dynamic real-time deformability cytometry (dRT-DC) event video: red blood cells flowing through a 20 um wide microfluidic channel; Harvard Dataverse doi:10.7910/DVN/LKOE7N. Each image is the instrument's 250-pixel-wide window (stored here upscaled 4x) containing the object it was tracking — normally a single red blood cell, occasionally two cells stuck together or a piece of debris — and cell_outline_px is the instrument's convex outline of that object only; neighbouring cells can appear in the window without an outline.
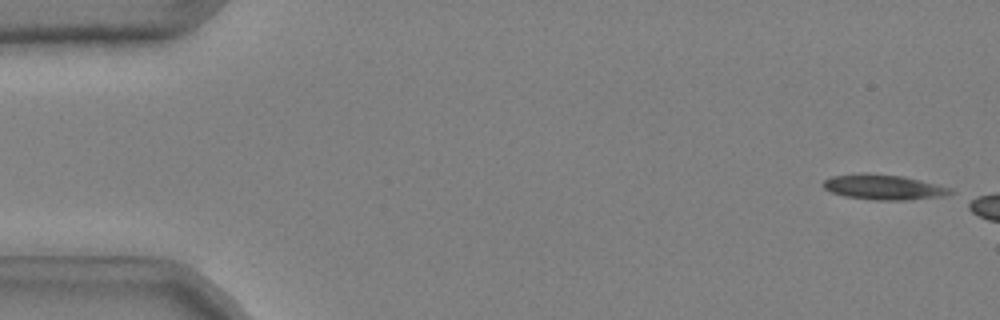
{"species": "common noctule bat (a hibernating species)", "species_latin": "Nyctalus noctula", "temperature_condition": "cold", "stored_images_in_passage": 6, "camera_frame_rate_fps": 3000, "um_per_image_px": 0.085, "animal": {"sex": "male", "body_mass_g": 20.4}, "frame": {"image": 1, "passage_image": 1, "time_ms": 0.0, "image_size_px": [1000, 320], "cell_outline_px": [[956, 192], [948, 196], [908, 200], [876, 200], [844, 196], [832, 192], [824, 188], [820, 184], [824, 180], [832, 176], [860, 172], [864, 172], [904, 176], [952, 188]], "centroid_in_image_um": [75.13, 15.9], "position_along_channel_um": 9.9, "area_um2": 19.02}}